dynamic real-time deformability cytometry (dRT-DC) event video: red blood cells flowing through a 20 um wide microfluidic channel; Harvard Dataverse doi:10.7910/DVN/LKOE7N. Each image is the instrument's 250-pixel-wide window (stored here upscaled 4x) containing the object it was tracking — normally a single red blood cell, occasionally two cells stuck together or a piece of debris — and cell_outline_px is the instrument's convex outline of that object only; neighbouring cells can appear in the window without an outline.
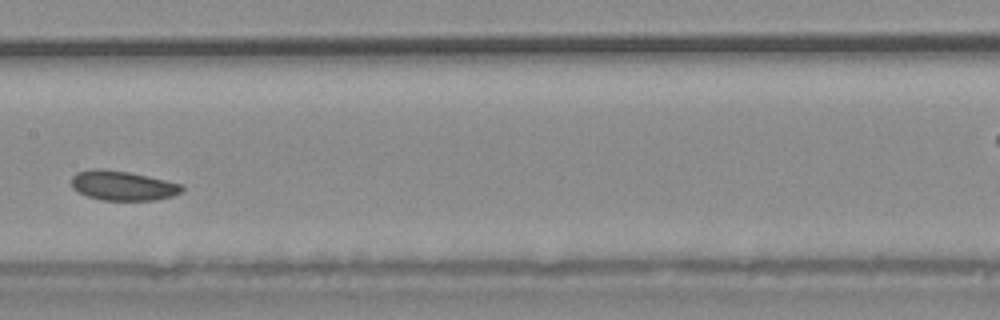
{"species": "common noctule bat (a hibernating species)", "species_latin": "Nyctalus noctula", "temperature_condition": "warm", "stored_images_in_passage": 36, "camera_frame_rate_fps": 3000, "um_per_image_px": 0.085, "animal": {"sex": "male", "body_mass_g": 20.4}, "frame": {"image": 1, "passage_image": 16, "time_ms": 5.0, "image_size_px": [1000, 320], "cell_outline_px": [[184, 188], [180, 192], [172, 196], [156, 200], [100, 200], [76, 192], [72, 188], [72, 176], [76, 172], [88, 168], [104, 168], [128, 172], [184, 184]], "centroid_in_image_um": [10.39, 15.77], "position_along_channel_um": 197.0, "area_um2": 19.31}}